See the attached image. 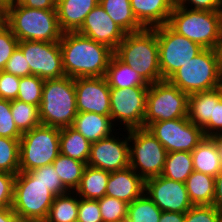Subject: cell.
Wrapping results in <instances>:
<instances>
[{
    "mask_svg": "<svg viewBox=\"0 0 222 222\" xmlns=\"http://www.w3.org/2000/svg\"><path fill=\"white\" fill-rule=\"evenodd\" d=\"M65 76L104 77L114 51L77 32H63L59 41Z\"/></svg>",
    "mask_w": 222,
    "mask_h": 222,
    "instance_id": "1",
    "label": "cell"
},
{
    "mask_svg": "<svg viewBox=\"0 0 222 222\" xmlns=\"http://www.w3.org/2000/svg\"><path fill=\"white\" fill-rule=\"evenodd\" d=\"M4 23L19 41L59 42L63 35L57 9H33L15 1L4 10Z\"/></svg>",
    "mask_w": 222,
    "mask_h": 222,
    "instance_id": "2",
    "label": "cell"
},
{
    "mask_svg": "<svg viewBox=\"0 0 222 222\" xmlns=\"http://www.w3.org/2000/svg\"><path fill=\"white\" fill-rule=\"evenodd\" d=\"M114 55L148 84L162 81L157 34L153 28L125 34Z\"/></svg>",
    "mask_w": 222,
    "mask_h": 222,
    "instance_id": "3",
    "label": "cell"
},
{
    "mask_svg": "<svg viewBox=\"0 0 222 222\" xmlns=\"http://www.w3.org/2000/svg\"><path fill=\"white\" fill-rule=\"evenodd\" d=\"M39 111L42 125L58 128L72 126L78 113L74 79L68 76L46 79Z\"/></svg>",
    "mask_w": 222,
    "mask_h": 222,
    "instance_id": "4",
    "label": "cell"
},
{
    "mask_svg": "<svg viewBox=\"0 0 222 222\" xmlns=\"http://www.w3.org/2000/svg\"><path fill=\"white\" fill-rule=\"evenodd\" d=\"M167 24L204 49H215L221 35L218 11L191 10L175 4Z\"/></svg>",
    "mask_w": 222,
    "mask_h": 222,
    "instance_id": "5",
    "label": "cell"
},
{
    "mask_svg": "<svg viewBox=\"0 0 222 222\" xmlns=\"http://www.w3.org/2000/svg\"><path fill=\"white\" fill-rule=\"evenodd\" d=\"M168 81L187 95L221 87L222 74L218 68L215 50L204 49L180 67Z\"/></svg>",
    "mask_w": 222,
    "mask_h": 222,
    "instance_id": "6",
    "label": "cell"
},
{
    "mask_svg": "<svg viewBox=\"0 0 222 222\" xmlns=\"http://www.w3.org/2000/svg\"><path fill=\"white\" fill-rule=\"evenodd\" d=\"M55 197L29 171L16 175L12 209L21 220L43 222Z\"/></svg>",
    "mask_w": 222,
    "mask_h": 222,
    "instance_id": "7",
    "label": "cell"
},
{
    "mask_svg": "<svg viewBox=\"0 0 222 222\" xmlns=\"http://www.w3.org/2000/svg\"><path fill=\"white\" fill-rule=\"evenodd\" d=\"M58 127L40 125L22 134L20 142V172H28L52 164L60 154Z\"/></svg>",
    "mask_w": 222,
    "mask_h": 222,
    "instance_id": "8",
    "label": "cell"
},
{
    "mask_svg": "<svg viewBox=\"0 0 222 222\" xmlns=\"http://www.w3.org/2000/svg\"><path fill=\"white\" fill-rule=\"evenodd\" d=\"M129 166L144 181L162 174L167 156L165 147L146 129L128 130Z\"/></svg>",
    "mask_w": 222,
    "mask_h": 222,
    "instance_id": "9",
    "label": "cell"
},
{
    "mask_svg": "<svg viewBox=\"0 0 222 222\" xmlns=\"http://www.w3.org/2000/svg\"><path fill=\"white\" fill-rule=\"evenodd\" d=\"M188 95L168 80L149 84L144 128L153 122L187 117Z\"/></svg>",
    "mask_w": 222,
    "mask_h": 222,
    "instance_id": "10",
    "label": "cell"
},
{
    "mask_svg": "<svg viewBox=\"0 0 222 222\" xmlns=\"http://www.w3.org/2000/svg\"><path fill=\"white\" fill-rule=\"evenodd\" d=\"M153 29L157 34L162 80H168L180 67L204 50L198 43L175 32L168 24Z\"/></svg>",
    "mask_w": 222,
    "mask_h": 222,
    "instance_id": "11",
    "label": "cell"
},
{
    "mask_svg": "<svg viewBox=\"0 0 222 222\" xmlns=\"http://www.w3.org/2000/svg\"><path fill=\"white\" fill-rule=\"evenodd\" d=\"M149 87L110 88V117L120 129L144 128ZM123 127L124 128H120Z\"/></svg>",
    "mask_w": 222,
    "mask_h": 222,
    "instance_id": "12",
    "label": "cell"
},
{
    "mask_svg": "<svg viewBox=\"0 0 222 222\" xmlns=\"http://www.w3.org/2000/svg\"><path fill=\"white\" fill-rule=\"evenodd\" d=\"M170 152H192L205 138L203 129L187 117L153 122L146 128Z\"/></svg>",
    "mask_w": 222,
    "mask_h": 222,
    "instance_id": "13",
    "label": "cell"
},
{
    "mask_svg": "<svg viewBox=\"0 0 222 222\" xmlns=\"http://www.w3.org/2000/svg\"><path fill=\"white\" fill-rule=\"evenodd\" d=\"M18 48L28 62L30 75L44 80L65 76L59 42L19 41Z\"/></svg>",
    "mask_w": 222,
    "mask_h": 222,
    "instance_id": "14",
    "label": "cell"
},
{
    "mask_svg": "<svg viewBox=\"0 0 222 222\" xmlns=\"http://www.w3.org/2000/svg\"><path fill=\"white\" fill-rule=\"evenodd\" d=\"M123 131L126 132L123 135ZM116 131L111 136L91 143L90 157L87 165L114 172L129 167V136L128 130ZM115 134V135H114ZM122 136L120 137L119 136ZM125 136V137H124Z\"/></svg>",
    "mask_w": 222,
    "mask_h": 222,
    "instance_id": "15",
    "label": "cell"
},
{
    "mask_svg": "<svg viewBox=\"0 0 222 222\" xmlns=\"http://www.w3.org/2000/svg\"><path fill=\"white\" fill-rule=\"evenodd\" d=\"M144 193L161 211L185 213L193 206L185 183L170 180L161 175L145 180Z\"/></svg>",
    "mask_w": 222,
    "mask_h": 222,
    "instance_id": "16",
    "label": "cell"
},
{
    "mask_svg": "<svg viewBox=\"0 0 222 222\" xmlns=\"http://www.w3.org/2000/svg\"><path fill=\"white\" fill-rule=\"evenodd\" d=\"M74 83L78 113L110 116V87L105 77H80Z\"/></svg>",
    "mask_w": 222,
    "mask_h": 222,
    "instance_id": "17",
    "label": "cell"
},
{
    "mask_svg": "<svg viewBox=\"0 0 222 222\" xmlns=\"http://www.w3.org/2000/svg\"><path fill=\"white\" fill-rule=\"evenodd\" d=\"M77 33L105 44L113 51L121 43L125 32L110 18L100 4L95 6L86 16Z\"/></svg>",
    "mask_w": 222,
    "mask_h": 222,
    "instance_id": "18",
    "label": "cell"
},
{
    "mask_svg": "<svg viewBox=\"0 0 222 222\" xmlns=\"http://www.w3.org/2000/svg\"><path fill=\"white\" fill-rule=\"evenodd\" d=\"M145 191V181L129 166L110 172L106 196L117 198L130 204Z\"/></svg>",
    "mask_w": 222,
    "mask_h": 222,
    "instance_id": "19",
    "label": "cell"
},
{
    "mask_svg": "<svg viewBox=\"0 0 222 222\" xmlns=\"http://www.w3.org/2000/svg\"><path fill=\"white\" fill-rule=\"evenodd\" d=\"M137 21L144 28H154L167 24L175 5V0H130Z\"/></svg>",
    "mask_w": 222,
    "mask_h": 222,
    "instance_id": "20",
    "label": "cell"
},
{
    "mask_svg": "<svg viewBox=\"0 0 222 222\" xmlns=\"http://www.w3.org/2000/svg\"><path fill=\"white\" fill-rule=\"evenodd\" d=\"M99 0H57V17L63 32H76Z\"/></svg>",
    "mask_w": 222,
    "mask_h": 222,
    "instance_id": "21",
    "label": "cell"
},
{
    "mask_svg": "<svg viewBox=\"0 0 222 222\" xmlns=\"http://www.w3.org/2000/svg\"><path fill=\"white\" fill-rule=\"evenodd\" d=\"M71 127L82 134L90 143L109 137L118 130L110 116L92 112L77 113Z\"/></svg>",
    "mask_w": 222,
    "mask_h": 222,
    "instance_id": "22",
    "label": "cell"
},
{
    "mask_svg": "<svg viewBox=\"0 0 222 222\" xmlns=\"http://www.w3.org/2000/svg\"><path fill=\"white\" fill-rule=\"evenodd\" d=\"M222 99V86L188 95L187 118L202 129L213 120L214 103Z\"/></svg>",
    "mask_w": 222,
    "mask_h": 222,
    "instance_id": "23",
    "label": "cell"
},
{
    "mask_svg": "<svg viewBox=\"0 0 222 222\" xmlns=\"http://www.w3.org/2000/svg\"><path fill=\"white\" fill-rule=\"evenodd\" d=\"M194 171L215 177L222 170L217 145L211 137H205L191 152Z\"/></svg>",
    "mask_w": 222,
    "mask_h": 222,
    "instance_id": "24",
    "label": "cell"
},
{
    "mask_svg": "<svg viewBox=\"0 0 222 222\" xmlns=\"http://www.w3.org/2000/svg\"><path fill=\"white\" fill-rule=\"evenodd\" d=\"M104 77L110 88L149 87V84L137 72L114 54Z\"/></svg>",
    "mask_w": 222,
    "mask_h": 222,
    "instance_id": "25",
    "label": "cell"
},
{
    "mask_svg": "<svg viewBox=\"0 0 222 222\" xmlns=\"http://www.w3.org/2000/svg\"><path fill=\"white\" fill-rule=\"evenodd\" d=\"M109 176L108 171L86 165L75 193L79 198L101 199L106 195Z\"/></svg>",
    "mask_w": 222,
    "mask_h": 222,
    "instance_id": "26",
    "label": "cell"
},
{
    "mask_svg": "<svg viewBox=\"0 0 222 222\" xmlns=\"http://www.w3.org/2000/svg\"><path fill=\"white\" fill-rule=\"evenodd\" d=\"M99 4L126 34L144 29L133 14L130 0H99Z\"/></svg>",
    "mask_w": 222,
    "mask_h": 222,
    "instance_id": "27",
    "label": "cell"
},
{
    "mask_svg": "<svg viewBox=\"0 0 222 222\" xmlns=\"http://www.w3.org/2000/svg\"><path fill=\"white\" fill-rule=\"evenodd\" d=\"M185 185L193 206L213 204L215 177L193 171L186 179Z\"/></svg>",
    "mask_w": 222,
    "mask_h": 222,
    "instance_id": "28",
    "label": "cell"
},
{
    "mask_svg": "<svg viewBox=\"0 0 222 222\" xmlns=\"http://www.w3.org/2000/svg\"><path fill=\"white\" fill-rule=\"evenodd\" d=\"M91 143L71 126L60 130V154L72 159L87 162L90 157Z\"/></svg>",
    "mask_w": 222,
    "mask_h": 222,
    "instance_id": "29",
    "label": "cell"
},
{
    "mask_svg": "<svg viewBox=\"0 0 222 222\" xmlns=\"http://www.w3.org/2000/svg\"><path fill=\"white\" fill-rule=\"evenodd\" d=\"M52 165L64 187L69 192H75L80 184L86 164L66 155L59 154Z\"/></svg>",
    "mask_w": 222,
    "mask_h": 222,
    "instance_id": "30",
    "label": "cell"
},
{
    "mask_svg": "<svg viewBox=\"0 0 222 222\" xmlns=\"http://www.w3.org/2000/svg\"><path fill=\"white\" fill-rule=\"evenodd\" d=\"M194 171L191 152L179 151L167 153L161 176L185 183Z\"/></svg>",
    "mask_w": 222,
    "mask_h": 222,
    "instance_id": "31",
    "label": "cell"
},
{
    "mask_svg": "<svg viewBox=\"0 0 222 222\" xmlns=\"http://www.w3.org/2000/svg\"><path fill=\"white\" fill-rule=\"evenodd\" d=\"M77 217L78 195L68 192L55 197L44 222H73Z\"/></svg>",
    "mask_w": 222,
    "mask_h": 222,
    "instance_id": "32",
    "label": "cell"
},
{
    "mask_svg": "<svg viewBox=\"0 0 222 222\" xmlns=\"http://www.w3.org/2000/svg\"><path fill=\"white\" fill-rule=\"evenodd\" d=\"M11 113L17 129L23 134L42 125L39 107L18 99L11 100Z\"/></svg>",
    "mask_w": 222,
    "mask_h": 222,
    "instance_id": "33",
    "label": "cell"
},
{
    "mask_svg": "<svg viewBox=\"0 0 222 222\" xmlns=\"http://www.w3.org/2000/svg\"><path fill=\"white\" fill-rule=\"evenodd\" d=\"M162 211L143 193L136 200L128 204V222H159Z\"/></svg>",
    "mask_w": 222,
    "mask_h": 222,
    "instance_id": "34",
    "label": "cell"
},
{
    "mask_svg": "<svg viewBox=\"0 0 222 222\" xmlns=\"http://www.w3.org/2000/svg\"><path fill=\"white\" fill-rule=\"evenodd\" d=\"M0 172L15 175L20 172L19 139L0 137Z\"/></svg>",
    "mask_w": 222,
    "mask_h": 222,
    "instance_id": "35",
    "label": "cell"
},
{
    "mask_svg": "<svg viewBox=\"0 0 222 222\" xmlns=\"http://www.w3.org/2000/svg\"><path fill=\"white\" fill-rule=\"evenodd\" d=\"M44 81L36 75L20 77L17 99L40 107Z\"/></svg>",
    "mask_w": 222,
    "mask_h": 222,
    "instance_id": "36",
    "label": "cell"
},
{
    "mask_svg": "<svg viewBox=\"0 0 222 222\" xmlns=\"http://www.w3.org/2000/svg\"><path fill=\"white\" fill-rule=\"evenodd\" d=\"M103 222H115L127 218L128 204L117 198L104 196L98 199Z\"/></svg>",
    "mask_w": 222,
    "mask_h": 222,
    "instance_id": "37",
    "label": "cell"
},
{
    "mask_svg": "<svg viewBox=\"0 0 222 222\" xmlns=\"http://www.w3.org/2000/svg\"><path fill=\"white\" fill-rule=\"evenodd\" d=\"M29 172L38 181L43 183L55 196L63 195L69 192L62 184L58 173L55 171L52 164L39 167Z\"/></svg>",
    "mask_w": 222,
    "mask_h": 222,
    "instance_id": "38",
    "label": "cell"
},
{
    "mask_svg": "<svg viewBox=\"0 0 222 222\" xmlns=\"http://www.w3.org/2000/svg\"><path fill=\"white\" fill-rule=\"evenodd\" d=\"M21 136L12 117L11 101L0 99V137L20 139Z\"/></svg>",
    "mask_w": 222,
    "mask_h": 222,
    "instance_id": "39",
    "label": "cell"
},
{
    "mask_svg": "<svg viewBox=\"0 0 222 222\" xmlns=\"http://www.w3.org/2000/svg\"><path fill=\"white\" fill-rule=\"evenodd\" d=\"M19 40L3 22L0 25V71H2L13 52L18 48Z\"/></svg>",
    "mask_w": 222,
    "mask_h": 222,
    "instance_id": "40",
    "label": "cell"
},
{
    "mask_svg": "<svg viewBox=\"0 0 222 222\" xmlns=\"http://www.w3.org/2000/svg\"><path fill=\"white\" fill-rule=\"evenodd\" d=\"M222 214L213 205L192 206L185 212V222H220Z\"/></svg>",
    "mask_w": 222,
    "mask_h": 222,
    "instance_id": "41",
    "label": "cell"
},
{
    "mask_svg": "<svg viewBox=\"0 0 222 222\" xmlns=\"http://www.w3.org/2000/svg\"><path fill=\"white\" fill-rule=\"evenodd\" d=\"M80 222H103L98 200L78 197V217Z\"/></svg>",
    "mask_w": 222,
    "mask_h": 222,
    "instance_id": "42",
    "label": "cell"
},
{
    "mask_svg": "<svg viewBox=\"0 0 222 222\" xmlns=\"http://www.w3.org/2000/svg\"><path fill=\"white\" fill-rule=\"evenodd\" d=\"M3 71L18 77L30 76V67L19 48L13 52Z\"/></svg>",
    "mask_w": 222,
    "mask_h": 222,
    "instance_id": "43",
    "label": "cell"
},
{
    "mask_svg": "<svg viewBox=\"0 0 222 222\" xmlns=\"http://www.w3.org/2000/svg\"><path fill=\"white\" fill-rule=\"evenodd\" d=\"M20 77L0 71V99L15 100L19 92Z\"/></svg>",
    "mask_w": 222,
    "mask_h": 222,
    "instance_id": "44",
    "label": "cell"
},
{
    "mask_svg": "<svg viewBox=\"0 0 222 222\" xmlns=\"http://www.w3.org/2000/svg\"><path fill=\"white\" fill-rule=\"evenodd\" d=\"M15 174L0 172V208L12 207Z\"/></svg>",
    "mask_w": 222,
    "mask_h": 222,
    "instance_id": "45",
    "label": "cell"
},
{
    "mask_svg": "<svg viewBox=\"0 0 222 222\" xmlns=\"http://www.w3.org/2000/svg\"><path fill=\"white\" fill-rule=\"evenodd\" d=\"M205 137L222 135V99L214 103L213 120L203 128Z\"/></svg>",
    "mask_w": 222,
    "mask_h": 222,
    "instance_id": "46",
    "label": "cell"
},
{
    "mask_svg": "<svg viewBox=\"0 0 222 222\" xmlns=\"http://www.w3.org/2000/svg\"><path fill=\"white\" fill-rule=\"evenodd\" d=\"M222 0H175V4L191 10L218 11Z\"/></svg>",
    "mask_w": 222,
    "mask_h": 222,
    "instance_id": "47",
    "label": "cell"
},
{
    "mask_svg": "<svg viewBox=\"0 0 222 222\" xmlns=\"http://www.w3.org/2000/svg\"><path fill=\"white\" fill-rule=\"evenodd\" d=\"M17 3L33 9H56V0H16Z\"/></svg>",
    "mask_w": 222,
    "mask_h": 222,
    "instance_id": "48",
    "label": "cell"
},
{
    "mask_svg": "<svg viewBox=\"0 0 222 222\" xmlns=\"http://www.w3.org/2000/svg\"><path fill=\"white\" fill-rule=\"evenodd\" d=\"M212 205L222 214V170L215 176L214 200Z\"/></svg>",
    "mask_w": 222,
    "mask_h": 222,
    "instance_id": "49",
    "label": "cell"
},
{
    "mask_svg": "<svg viewBox=\"0 0 222 222\" xmlns=\"http://www.w3.org/2000/svg\"><path fill=\"white\" fill-rule=\"evenodd\" d=\"M159 222H185V213L162 211Z\"/></svg>",
    "mask_w": 222,
    "mask_h": 222,
    "instance_id": "50",
    "label": "cell"
},
{
    "mask_svg": "<svg viewBox=\"0 0 222 222\" xmlns=\"http://www.w3.org/2000/svg\"><path fill=\"white\" fill-rule=\"evenodd\" d=\"M19 220V216L12 207L0 208V222H18Z\"/></svg>",
    "mask_w": 222,
    "mask_h": 222,
    "instance_id": "51",
    "label": "cell"
},
{
    "mask_svg": "<svg viewBox=\"0 0 222 222\" xmlns=\"http://www.w3.org/2000/svg\"><path fill=\"white\" fill-rule=\"evenodd\" d=\"M215 52L217 55L218 68L220 73L222 74V33L220 35L219 40L217 41Z\"/></svg>",
    "mask_w": 222,
    "mask_h": 222,
    "instance_id": "52",
    "label": "cell"
},
{
    "mask_svg": "<svg viewBox=\"0 0 222 222\" xmlns=\"http://www.w3.org/2000/svg\"><path fill=\"white\" fill-rule=\"evenodd\" d=\"M211 138L215 141L217 145L218 154L220 156L221 163H222V135H216Z\"/></svg>",
    "mask_w": 222,
    "mask_h": 222,
    "instance_id": "53",
    "label": "cell"
},
{
    "mask_svg": "<svg viewBox=\"0 0 222 222\" xmlns=\"http://www.w3.org/2000/svg\"><path fill=\"white\" fill-rule=\"evenodd\" d=\"M16 0H0V6L5 10L11 6Z\"/></svg>",
    "mask_w": 222,
    "mask_h": 222,
    "instance_id": "54",
    "label": "cell"
},
{
    "mask_svg": "<svg viewBox=\"0 0 222 222\" xmlns=\"http://www.w3.org/2000/svg\"><path fill=\"white\" fill-rule=\"evenodd\" d=\"M219 22H220V30L222 33V2L218 8Z\"/></svg>",
    "mask_w": 222,
    "mask_h": 222,
    "instance_id": "55",
    "label": "cell"
},
{
    "mask_svg": "<svg viewBox=\"0 0 222 222\" xmlns=\"http://www.w3.org/2000/svg\"><path fill=\"white\" fill-rule=\"evenodd\" d=\"M0 20H4V9L0 6Z\"/></svg>",
    "mask_w": 222,
    "mask_h": 222,
    "instance_id": "56",
    "label": "cell"
},
{
    "mask_svg": "<svg viewBox=\"0 0 222 222\" xmlns=\"http://www.w3.org/2000/svg\"><path fill=\"white\" fill-rule=\"evenodd\" d=\"M18 222H37V221H33V220H19Z\"/></svg>",
    "mask_w": 222,
    "mask_h": 222,
    "instance_id": "57",
    "label": "cell"
},
{
    "mask_svg": "<svg viewBox=\"0 0 222 222\" xmlns=\"http://www.w3.org/2000/svg\"><path fill=\"white\" fill-rule=\"evenodd\" d=\"M115 222H128V219H123V220H120V221H115Z\"/></svg>",
    "mask_w": 222,
    "mask_h": 222,
    "instance_id": "58",
    "label": "cell"
}]
</instances>
